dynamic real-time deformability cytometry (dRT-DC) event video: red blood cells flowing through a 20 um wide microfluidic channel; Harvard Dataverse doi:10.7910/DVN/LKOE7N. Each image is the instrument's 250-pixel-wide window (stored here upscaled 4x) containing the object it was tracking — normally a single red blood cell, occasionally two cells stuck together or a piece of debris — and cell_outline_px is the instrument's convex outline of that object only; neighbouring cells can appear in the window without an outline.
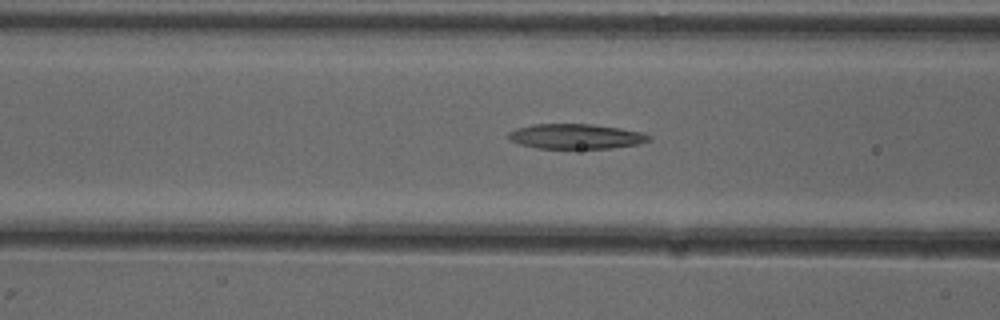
{"species": "common noctule bat (a hibernating species)", "species_latin": "Nyctalus noctula", "temperature_condition": "cold", "stored_images_in_passage": 18, "camera_frame_rate_fps": 3000, "um_per_image_px": 0.085, "animal": {"sex": "female"}, "frame": {"image": 1, "passage_image": 6, "time_ms": 1.667, "image_size_px": [1000, 320], "cell_outline_px": [[652, 140], [640, 144], [612, 148], [536, 148], [520, 144], [508, 140], [508, 132], [516, 128], [536, 124], [592, 124], [620, 128], [644, 132], [652, 136]], "centroid_in_image_um": [48.99, 11.59], "position_along_channel_um": 117.6, "area_um2": 20.63}}
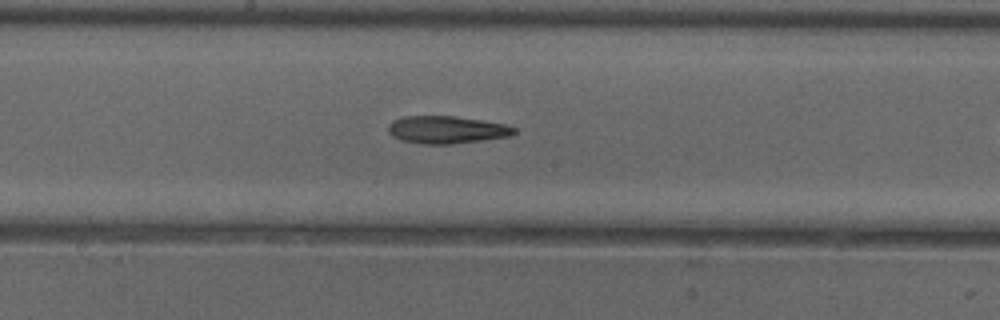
{"frame": {"image": 2, "passage_image": 13, "time_ms": 4.0, "image_size_px": [1000, 320], "cell_outline_px": [[516, 132], [508, 136], [452, 144], [420, 144], [400, 140], [392, 136], [388, 132], [388, 124], [392, 120], [404, 116], [452, 116], [480, 120], [504, 124], [516, 128]], "centroid_in_image_um": [37.89, 11.03], "position_along_channel_um": 210.3, "area_um2": 20.11}}
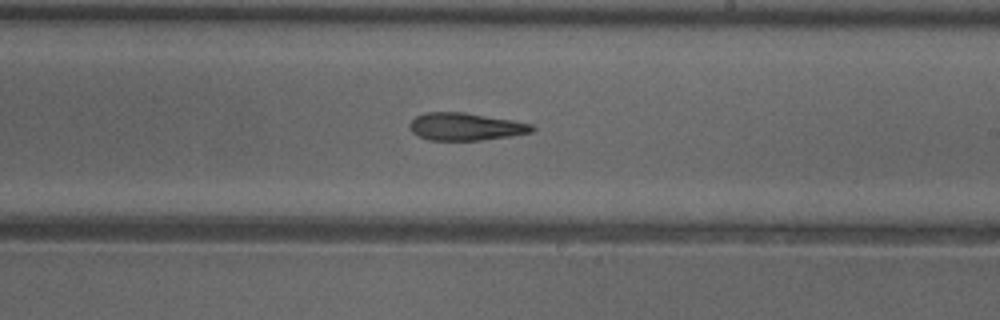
{"frame": {"image": 3, "passage_image": 16, "time_ms": 5.0, "image_size_px": [1000, 320], "cell_outline_px": [[536, 128], [532, 132], [508, 136], [480, 140], [428, 140], [412, 132], [408, 128], [408, 124], [416, 116], [424, 112], [464, 112], [512, 120], [532, 124]], "centroid_in_image_um": [39.54, 10.76], "position_along_channel_um": 249.5, "area_um2": 19.59}}